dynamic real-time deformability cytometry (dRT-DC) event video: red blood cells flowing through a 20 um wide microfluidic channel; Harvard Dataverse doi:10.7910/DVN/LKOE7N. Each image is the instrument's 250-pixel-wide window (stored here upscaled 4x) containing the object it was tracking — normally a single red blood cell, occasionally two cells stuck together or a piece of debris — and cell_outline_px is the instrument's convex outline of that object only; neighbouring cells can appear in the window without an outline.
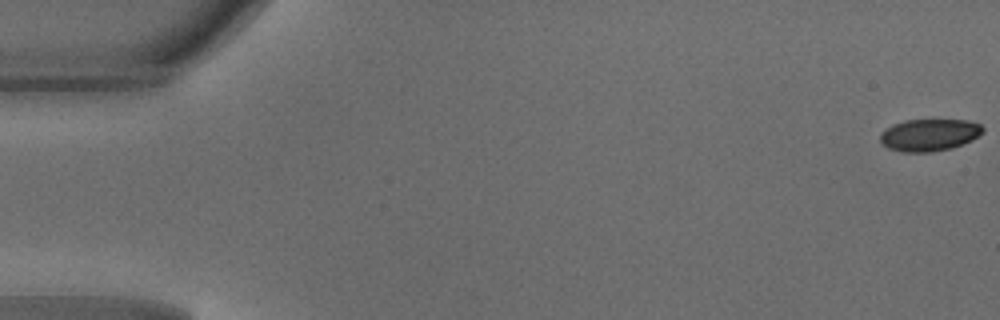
{"species": "common noctule bat (a hibernating species)", "species_latin": "Nyctalus noctula", "temperature_condition": "warm", "stored_images_in_passage": 49, "camera_frame_rate_fps": 3000, "um_per_image_px": 0.085, "animal": {"sex": "male", "body_mass_g": 18.8}, "frame": {"image": 1, "passage_image": 1, "time_ms": 0.0, "image_size_px": [1000, 320], "cell_outline_px": [[984, 132], [972, 140], [952, 148], [932, 152], [904, 152], [888, 148], [880, 140], [880, 136], [892, 124], [904, 120], [968, 120], [980, 124], [984, 128]], "centroid_in_image_um": [79.03, 11.47], "position_along_channel_um": 6.0, "area_um2": 19.13}}
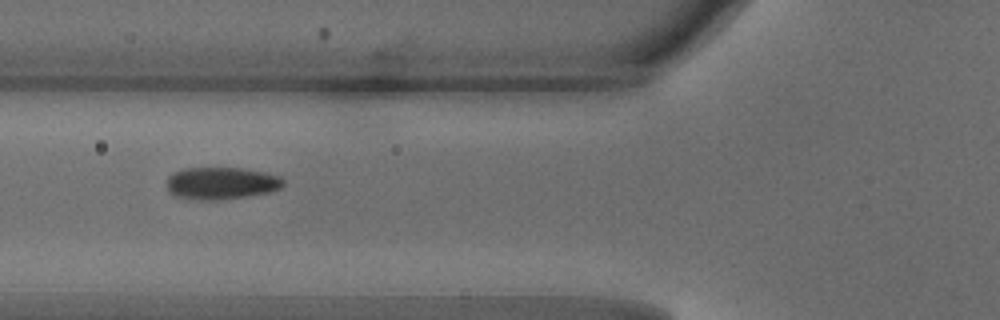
{"frame": {"image": 2, "passage_image": 19, "time_ms": 6.0, "image_size_px": [1000, 320], "cell_outline_px": [[284, 184], [280, 188], [272, 192], [216, 200], [200, 200], [176, 196], [168, 188], [168, 176], [172, 172], [184, 168], [244, 168], [280, 176], [284, 180]], "centroid_in_image_um": [18.83, 15.56], "position_along_channel_um": 107.0, "area_um2": 21.73}}
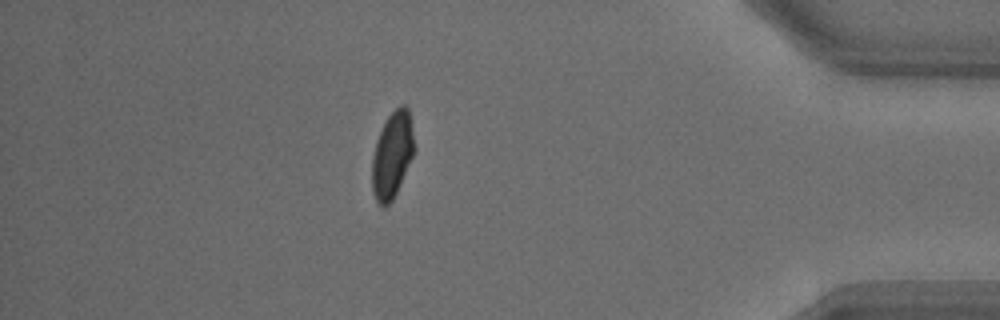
{"frame": {"image": 3, "passage_image": 43, "time_ms": 14.0, "image_size_px": [1000, 320], "cell_outline_px": [[416, 148], [400, 184], [392, 200], [384, 208], [376, 200], [372, 192], [372, 156], [376, 140], [388, 116], [400, 104], [404, 104], [408, 108]], "centroid_in_image_um": [33.34, 13.16], "position_along_channel_um": 401.9, "area_um2": 21.15}, "authors_computed_cell_mechanics": {"area_um2": 21.6172, "velocity_mm_per_s": 4.1855, "shape_relaxation_time_tau1_ms": 3.6853, "shape_relaxation_time_tau2_ms": null, "deformation_change_tau1": 0.1272, "deformation_change_tau2": null}}